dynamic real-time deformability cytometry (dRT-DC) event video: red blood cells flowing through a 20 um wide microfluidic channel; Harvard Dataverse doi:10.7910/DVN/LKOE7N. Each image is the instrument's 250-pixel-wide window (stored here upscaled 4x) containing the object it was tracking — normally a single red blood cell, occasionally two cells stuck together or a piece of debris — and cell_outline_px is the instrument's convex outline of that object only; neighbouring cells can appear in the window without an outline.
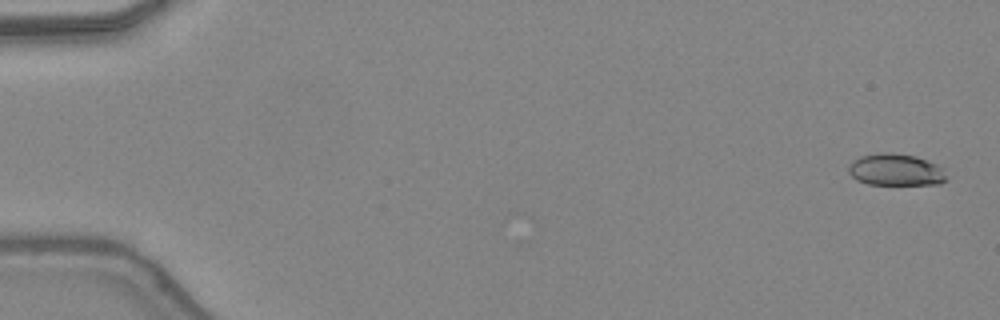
{"species": "common noctule bat (a hibernating species)", "species_latin": "Nyctalus noctula", "temperature_condition": "warm", "stored_images_in_passage": 34, "camera_frame_rate_fps": 3000, "um_per_image_px": 0.085, "animal": {"sex": "female", "body_mass_g": 24.6, "forearm_length_mm": 56.2}, "frame": {"image": 1, "passage_image": 2, "time_ms": 0.333, "image_size_px": [1000, 320], "cell_outline_px": [[948, 180], [940, 184], [868, 184], [856, 180], [848, 172], [848, 164], [852, 160], [860, 156], [884, 152], [892, 152], [916, 156], [936, 164], [944, 168]], "centroid_in_image_um": [76.14, 14.43], "position_along_channel_um": 8.9, "area_um2": 18.44}}
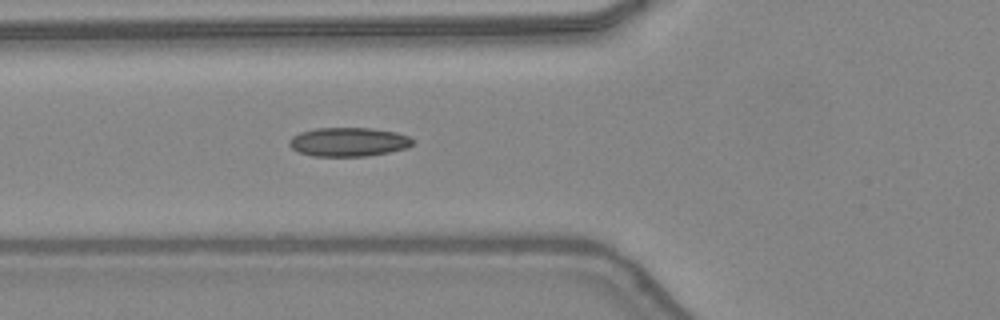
{"frame": {"image": 2, "passage_image": 19, "time_ms": 6.0, "image_size_px": [1000, 320], "cell_outline_px": [[416, 140], [408, 148], [368, 156], [312, 156], [300, 152], [292, 148], [288, 144], [292, 136], [300, 132], [316, 128], [372, 128], [396, 132], [408, 136]], "centroid_in_image_um": [29.65, 12.06], "position_along_channel_um": 96.2, "area_um2": 20.87}}
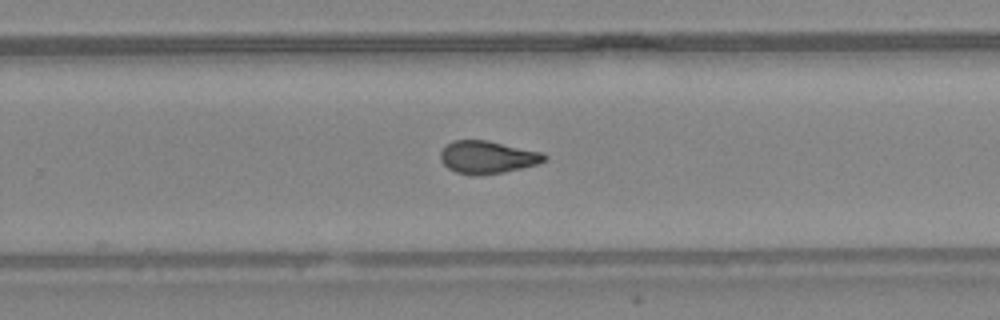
{"frame": {"image": 3, "passage_image": 32, "time_ms": 10.333, "image_size_px": [1000, 320], "cell_outline_px": [[548, 160], [536, 164], [504, 172], [476, 176], [456, 172], [448, 168], [440, 160], [440, 152], [452, 140], [488, 140], [544, 152], [548, 156]], "centroid_in_image_um": [41.46, 13.35], "position_along_channel_um": 288.3, "area_um2": 19.94}}